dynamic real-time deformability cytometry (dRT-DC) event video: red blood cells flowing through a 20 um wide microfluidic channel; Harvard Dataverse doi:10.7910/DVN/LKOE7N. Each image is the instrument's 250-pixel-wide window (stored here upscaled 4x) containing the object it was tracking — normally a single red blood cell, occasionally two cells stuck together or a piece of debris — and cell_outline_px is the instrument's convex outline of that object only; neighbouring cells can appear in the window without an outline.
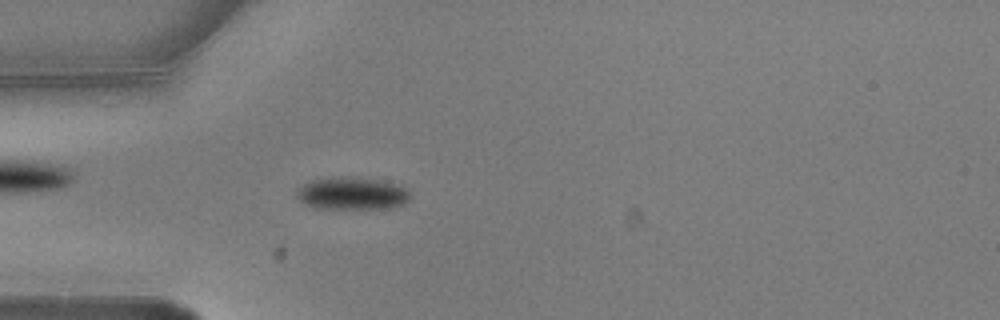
{"species": "common noctule bat (a hibernating species)", "species_latin": "Nyctalus noctula", "temperature_condition": "warm", "stored_images_in_passage": 4, "camera_frame_rate_fps": 3000, "um_per_image_px": 0.085, "animal": {"sex": "male", "body_mass_g": 20.5, "forearm_length_mm": 52.5}, "frame": {"image": 1, "passage_image": 4, "time_ms": 1.0, "image_size_px": [1000, 320], "cell_outline_px": [[412, 196], [404, 204], [396, 208], [316, 208], [304, 204], [296, 196], [296, 192], [304, 184], [312, 180], [332, 176], [348, 176], [376, 180], [400, 184], [412, 192]], "centroid_in_image_um": [29.97, 16.44], "position_along_channel_um": 55.0, "area_um2": 21.79}}